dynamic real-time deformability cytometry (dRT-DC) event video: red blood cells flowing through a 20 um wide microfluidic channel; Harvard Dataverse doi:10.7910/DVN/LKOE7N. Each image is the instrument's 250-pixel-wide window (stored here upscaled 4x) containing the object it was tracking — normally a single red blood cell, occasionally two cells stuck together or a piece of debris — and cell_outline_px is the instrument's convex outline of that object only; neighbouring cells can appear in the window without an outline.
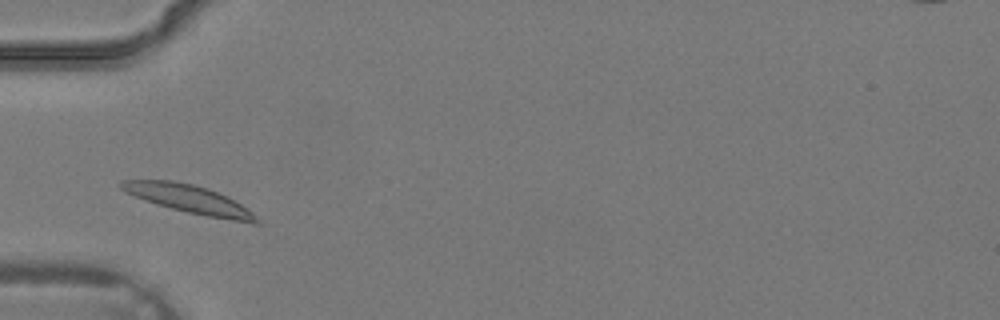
{"species": "common noctule bat (a hibernating species)", "species_latin": "Nyctalus noctula", "temperature_condition": "warm", "stored_images_in_passage": 1, "camera_frame_rate_fps": 3000, "um_per_image_px": 0.085, "animal": {"sex": "male", "body_mass_g": 19.2, "forearm_length_mm": 51.8}, "frame": {"image": 1, "passage_image": 1, "time_ms": 0.0, "image_size_px": [1000, 320], "cell_outline_px": [[260, 224], [252, 224], [208, 216], [188, 212], [156, 204], [144, 200], [124, 192], [116, 184], [120, 180], [172, 180], [192, 184], [228, 196], [252, 212], [260, 220]], "centroid_in_image_um": [16.04, 16.93], "position_along_channel_um": 69.0, "area_um2": 22.14}}